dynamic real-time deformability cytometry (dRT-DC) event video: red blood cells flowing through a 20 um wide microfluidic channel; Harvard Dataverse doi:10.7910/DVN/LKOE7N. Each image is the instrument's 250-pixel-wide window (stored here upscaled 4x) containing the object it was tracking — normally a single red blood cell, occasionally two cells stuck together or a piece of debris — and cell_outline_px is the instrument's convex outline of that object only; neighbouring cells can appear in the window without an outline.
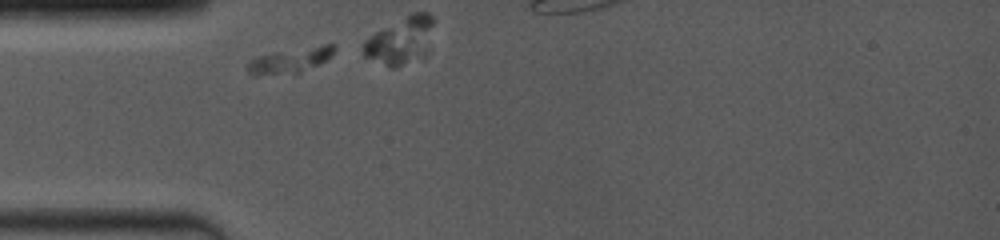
{"species": "common noctule bat (a hibernating species)", "species_latin": "Nyctalus noctula", "temperature_condition": "room temperature", "stored_images_in_passage": 7, "camera_frame_rate_fps": 4000, "um_per_image_px": 0.085, "animal": {"sex": "female", "body_mass_g": 19.0, "forearm_length_mm": 53.3}, "frame": {"image": 1, "passage_image": 1, "time_ms": 0.0, "image_size_px": [1000, 240], "cell_outline_px": [[336, 48], [328, 60], [300, 72], [256, 76], [252, 76], [244, 68], [252, 60], [260, 56], [276, 52], [324, 44], [336, 44]], "centroid_in_image_um": [24.68, 5.14], "position_along_channel_um": 60.3, "area_um2": 12.6}}